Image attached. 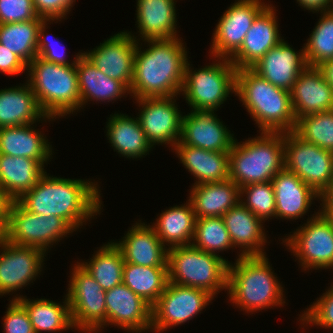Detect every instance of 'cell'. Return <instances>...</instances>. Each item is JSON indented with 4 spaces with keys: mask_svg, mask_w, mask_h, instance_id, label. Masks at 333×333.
<instances>
[{
    "mask_svg": "<svg viewBox=\"0 0 333 333\" xmlns=\"http://www.w3.org/2000/svg\"><path fill=\"white\" fill-rule=\"evenodd\" d=\"M98 186L89 180L51 177L45 173L16 201L30 213L62 218L76 231L100 212Z\"/></svg>",
    "mask_w": 333,
    "mask_h": 333,
    "instance_id": "cell-1",
    "label": "cell"
},
{
    "mask_svg": "<svg viewBox=\"0 0 333 333\" xmlns=\"http://www.w3.org/2000/svg\"><path fill=\"white\" fill-rule=\"evenodd\" d=\"M146 42L149 48L144 51H141L138 41L136 44L129 94L135 99L180 94L188 59L184 43L178 37Z\"/></svg>",
    "mask_w": 333,
    "mask_h": 333,
    "instance_id": "cell-2",
    "label": "cell"
},
{
    "mask_svg": "<svg viewBox=\"0 0 333 333\" xmlns=\"http://www.w3.org/2000/svg\"><path fill=\"white\" fill-rule=\"evenodd\" d=\"M235 95L239 96L260 131H294L296 118L289 91L274 86L251 68H242L236 72Z\"/></svg>",
    "mask_w": 333,
    "mask_h": 333,
    "instance_id": "cell-3",
    "label": "cell"
},
{
    "mask_svg": "<svg viewBox=\"0 0 333 333\" xmlns=\"http://www.w3.org/2000/svg\"><path fill=\"white\" fill-rule=\"evenodd\" d=\"M265 256H238L228 266L227 291L232 303L242 311L254 312L283 306V287Z\"/></svg>",
    "mask_w": 333,
    "mask_h": 333,
    "instance_id": "cell-4",
    "label": "cell"
},
{
    "mask_svg": "<svg viewBox=\"0 0 333 333\" xmlns=\"http://www.w3.org/2000/svg\"><path fill=\"white\" fill-rule=\"evenodd\" d=\"M81 54L78 53L70 65L48 62L38 56L27 65L30 76L27 83L32 88L41 110L47 116L56 119L80 109L75 64Z\"/></svg>",
    "mask_w": 333,
    "mask_h": 333,
    "instance_id": "cell-5",
    "label": "cell"
},
{
    "mask_svg": "<svg viewBox=\"0 0 333 333\" xmlns=\"http://www.w3.org/2000/svg\"><path fill=\"white\" fill-rule=\"evenodd\" d=\"M241 143L229 151V178L237 186L270 182L284 169V133L261 132Z\"/></svg>",
    "mask_w": 333,
    "mask_h": 333,
    "instance_id": "cell-6",
    "label": "cell"
},
{
    "mask_svg": "<svg viewBox=\"0 0 333 333\" xmlns=\"http://www.w3.org/2000/svg\"><path fill=\"white\" fill-rule=\"evenodd\" d=\"M228 260L205 252L192 244L175 246L167 251L168 282L200 288L215 297L227 289Z\"/></svg>",
    "mask_w": 333,
    "mask_h": 333,
    "instance_id": "cell-7",
    "label": "cell"
},
{
    "mask_svg": "<svg viewBox=\"0 0 333 333\" xmlns=\"http://www.w3.org/2000/svg\"><path fill=\"white\" fill-rule=\"evenodd\" d=\"M217 59V63L197 71L186 62L181 92L192 110L217 111L231 91L235 94L237 68L230 59Z\"/></svg>",
    "mask_w": 333,
    "mask_h": 333,
    "instance_id": "cell-8",
    "label": "cell"
},
{
    "mask_svg": "<svg viewBox=\"0 0 333 333\" xmlns=\"http://www.w3.org/2000/svg\"><path fill=\"white\" fill-rule=\"evenodd\" d=\"M74 231L62 218L30 213L17 201H13L9 208L4 239L15 245L38 248L46 253L50 246Z\"/></svg>",
    "mask_w": 333,
    "mask_h": 333,
    "instance_id": "cell-9",
    "label": "cell"
},
{
    "mask_svg": "<svg viewBox=\"0 0 333 333\" xmlns=\"http://www.w3.org/2000/svg\"><path fill=\"white\" fill-rule=\"evenodd\" d=\"M284 169L295 173L318 194L332 183L333 152L284 133Z\"/></svg>",
    "mask_w": 333,
    "mask_h": 333,
    "instance_id": "cell-10",
    "label": "cell"
},
{
    "mask_svg": "<svg viewBox=\"0 0 333 333\" xmlns=\"http://www.w3.org/2000/svg\"><path fill=\"white\" fill-rule=\"evenodd\" d=\"M69 283L67 298L73 327L85 333L102 330L106 326V291L78 262Z\"/></svg>",
    "mask_w": 333,
    "mask_h": 333,
    "instance_id": "cell-11",
    "label": "cell"
},
{
    "mask_svg": "<svg viewBox=\"0 0 333 333\" xmlns=\"http://www.w3.org/2000/svg\"><path fill=\"white\" fill-rule=\"evenodd\" d=\"M301 228V229H300ZM289 235L283 242L297 257L305 269L333 268V223L315 213L302 227Z\"/></svg>",
    "mask_w": 333,
    "mask_h": 333,
    "instance_id": "cell-12",
    "label": "cell"
},
{
    "mask_svg": "<svg viewBox=\"0 0 333 333\" xmlns=\"http://www.w3.org/2000/svg\"><path fill=\"white\" fill-rule=\"evenodd\" d=\"M214 299L207 291L168 282L152 306L151 330L163 332L192 319Z\"/></svg>",
    "mask_w": 333,
    "mask_h": 333,
    "instance_id": "cell-13",
    "label": "cell"
},
{
    "mask_svg": "<svg viewBox=\"0 0 333 333\" xmlns=\"http://www.w3.org/2000/svg\"><path fill=\"white\" fill-rule=\"evenodd\" d=\"M221 16L214 31L211 55L230 59L241 47L255 18L268 6L261 0H237Z\"/></svg>",
    "mask_w": 333,
    "mask_h": 333,
    "instance_id": "cell-14",
    "label": "cell"
},
{
    "mask_svg": "<svg viewBox=\"0 0 333 333\" xmlns=\"http://www.w3.org/2000/svg\"><path fill=\"white\" fill-rule=\"evenodd\" d=\"M174 98L175 96L135 99L139 107H142L138 121L152 146L167 143L174 148L180 140L183 116Z\"/></svg>",
    "mask_w": 333,
    "mask_h": 333,
    "instance_id": "cell-15",
    "label": "cell"
},
{
    "mask_svg": "<svg viewBox=\"0 0 333 333\" xmlns=\"http://www.w3.org/2000/svg\"><path fill=\"white\" fill-rule=\"evenodd\" d=\"M0 295L27 286L40 274L45 253L38 248L19 246L0 239Z\"/></svg>",
    "mask_w": 333,
    "mask_h": 333,
    "instance_id": "cell-16",
    "label": "cell"
},
{
    "mask_svg": "<svg viewBox=\"0 0 333 333\" xmlns=\"http://www.w3.org/2000/svg\"><path fill=\"white\" fill-rule=\"evenodd\" d=\"M136 44V37L124 31L114 34L91 52H83V54L103 74L122 82L130 90Z\"/></svg>",
    "mask_w": 333,
    "mask_h": 333,
    "instance_id": "cell-17",
    "label": "cell"
},
{
    "mask_svg": "<svg viewBox=\"0 0 333 333\" xmlns=\"http://www.w3.org/2000/svg\"><path fill=\"white\" fill-rule=\"evenodd\" d=\"M106 325H114L127 332L151 330L152 306L124 283L105 293Z\"/></svg>",
    "mask_w": 333,
    "mask_h": 333,
    "instance_id": "cell-18",
    "label": "cell"
},
{
    "mask_svg": "<svg viewBox=\"0 0 333 333\" xmlns=\"http://www.w3.org/2000/svg\"><path fill=\"white\" fill-rule=\"evenodd\" d=\"M227 129L214 111L191 110L183 115L179 141L204 150L229 152L235 138Z\"/></svg>",
    "mask_w": 333,
    "mask_h": 333,
    "instance_id": "cell-19",
    "label": "cell"
},
{
    "mask_svg": "<svg viewBox=\"0 0 333 333\" xmlns=\"http://www.w3.org/2000/svg\"><path fill=\"white\" fill-rule=\"evenodd\" d=\"M274 8L268 3V6L255 18L240 49L230 58L237 70L251 68L283 40L279 34Z\"/></svg>",
    "mask_w": 333,
    "mask_h": 333,
    "instance_id": "cell-20",
    "label": "cell"
},
{
    "mask_svg": "<svg viewBox=\"0 0 333 333\" xmlns=\"http://www.w3.org/2000/svg\"><path fill=\"white\" fill-rule=\"evenodd\" d=\"M284 39L271 48L251 69L274 86L289 91L308 66L304 46L297 53Z\"/></svg>",
    "mask_w": 333,
    "mask_h": 333,
    "instance_id": "cell-21",
    "label": "cell"
},
{
    "mask_svg": "<svg viewBox=\"0 0 333 333\" xmlns=\"http://www.w3.org/2000/svg\"><path fill=\"white\" fill-rule=\"evenodd\" d=\"M293 113L296 118L333 110V89L324 80L317 67L307 66L290 90Z\"/></svg>",
    "mask_w": 333,
    "mask_h": 333,
    "instance_id": "cell-22",
    "label": "cell"
},
{
    "mask_svg": "<svg viewBox=\"0 0 333 333\" xmlns=\"http://www.w3.org/2000/svg\"><path fill=\"white\" fill-rule=\"evenodd\" d=\"M134 226V227H133ZM123 237L114 242L120 249L125 263L146 267H167L168 248L161 242L153 227L136 223Z\"/></svg>",
    "mask_w": 333,
    "mask_h": 333,
    "instance_id": "cell-23",
    "label": "cell"
},
{
    "mask_svg": "<svg viewBox=\"0 0 333 333\" xmlns=\"http://www.w3.org/2000/svg\"><path fill=\"white\" fill-rule=\"evenodd\" d=\"M271 182L275 193V218L297 220L309 211L313 199L319 198L312 187L286 169L278 172Z\"/></svg>",
    "mask_w": 333,
    "mask_h": 333,
    "instance_id": "cell-24",
    "label": "cell"
},
{
    "mask_svg": "<svg viewBox=\"0 0 333 333\" xmlns=\"http://www.w3.org/2000/svg\"><path fill=\"white\" fill-rule=\"evenodd\" d=\"M233 247H241L240 256H265L262 249L266 235L262 219L250 212L240 201L222 216Z\"/></svg>",
    "mask_w": 333,
    "mask_h": 333,
    "instance_id": "cell-25",
    "label": "cell"
},
{
    "mask_svg": "<svg viewBox=\"0 0 333 333\" xmlns=\"http://www.w3.org/2000/svg\"><path fill=\"white\" fill-rule=\"evenodd\" d=\"M46 118L51 121L55 117L47 116L41 110L28 83L0 90V128L34 124Z\"/></svg>",
    "mask_w": 333,
    "mask_h": 333,
    "instance_id": "cell-26",
    "label": "cell"
},
{
    "mask_svg": "<svg viewBox=\"0 0 333 333\" xmlns=\"http://www.w3.org/2000/svg\"><path fill=\"white\" fill-rule=\"evenodd\" d=\"M181 163L196 177V184L229 179V152L209 151L182 144L174 147Z\"/></svg>",
    "mask_w": 333,
    "mask_h": 333,
    "instance_id": "cell-27",
    "label": "cell"
},
{
    "mask_svg": "<svg viewBox=\"0 0 333 333\" xmlns=\"http://www.w3.org/2000/svg\"><path fill=\"white\" fill-rule=\"evenodd\" d=\"M175 0H137V26L146 40L177 38ZM144 38V39H143Z\"/></svg>",
    "mask_w": 333,
    "mask_h": 333,
    "instance_id": "cell-28",
    "label": "cell"
},
{
    "mask_svg": "<svg viewBox=\"0 0 333 333\" xmlns=\"http://www.w3.org/2000/svg\"><path fill=\"white\" fill-rule=\"evenodd\" d=\"M191 189L189 201L196 218L222 217L240 201V187L230 178L221 182L196 184Z\"/></svg>",
    "mask_w": 333,
    "mask_h": 333,
    "instance_id": "cell-29",
    "label": "cell"
},
{
    "mask_svg": "<svg viewBox=\"0 0 333 333\" xmlns=\"http://www.w3.org/2000/svg\"><path fill=\"white\" fill-rule=\"evenodd\" d=\"M31 125L33 124L0 128V154L28 157L44 166L52 159L50 157L53 151L50 142Z\"/></svg>",
    "mask_w": 333,
    "mask_h": 333,
    "instance_id": "cell-30",
    "label": "cell"
},
{
    "mask_svg": "<svg viewBox=\"0 0 333 333\" xmlns=\"http://www.w3.org/2000/svg\"><path fill=\"white\" fill-rule=\"evenodd\" d=\"M78 75L80 92V107L88 101H112L130 93L129 89L120 81L103 74L82 53L75 64ZM88 100V101H87Z\"/></svg>",
    "mask_w": 333,
    "mask_h": 333,
    "instance_id": "cell-31",
    "label": "cell"
},
{
    "mask_svg": "<svg viewBox=\"0 0 333 333\" xmlns=\"http://www.w3.org/2000/svg\"><path fill=\"white\" fill-rule=\"evenodd\" d=\"M45 173L37 160L0 154V187L13 201L31 190Z\"/></svg>",
    "mask_w": 333,
    "mask_h": 333,
    "instance_id": "cell-32",
    "label": "cell"
},
{
    "mask_svg": "<svg viewBox=\"0 0 333 333\" xmlns=\"http://www.w3.org/2000/svg\"><path fill=\"white\" fill-rule=\"evenodd\" d=\"M110 116L106 135L119 154L133 159L149 154L153 146L146 139L137 117L134 119L121 113Z\"/></svg>",
    "mask_w": 333,
    "mask_h": 333,
    "instance_id": "cell-33",
    "label": "cell"
},
{
    "mask_svg": "<svg viewBox=\"0 0 333 333\" xmlns=\"http://www.w3.org/2000/svg\"><path fill=\"white\" fill-rule=\"evenodd\" d=\"M155 222L152 224L155 233L169 248L192 244L196 215L189 200L186 205H176L167 209Z\"/></svg>",
    "mask_w": 333,
    "mask_h": 333,
    "instance_id": "cell-34",
    "label": "cell"
},
{
    "mask_svg": "<svg viewBox=\"0 0 333 333\" xmlns=\"http://www.w3.org/2000/svg\"><path fill=\"white\" fill-rule=\"evenodd\" d=\"M13 300H18L25 307L35 333L61 332L74 328L67 295L63 305L44 298L30 300L17 296Z\"/></svg>",
    "mask_w": 333,
    "mask_h": 333,
    "instance_id": "cell-35",
    "label": "cell"
},
{
    "mask_svg": "<svg viewBox=\"0 0 333 333\" xmlns=\"http://www.w3.org/2000/svg\"><path fill=\"white\" fill-rule=\"evenodd\" d=\"M123 283L153 306L168 283L167 267H146L125 263Z\"/></svg>",
    "mask_w": 333,
    "mask_h": 333,
    "instance_id": "cell-36",
    "label": "cell"
},
{
    "mask_svg": "<svg viewBox=\"0 0 333 333\" xmlns=\"http://www.w3.org/2000/svg\"><path fill=\"white\" fill-rule=\"evenodd\" d=\"M90 259V262L78 264L98 282L103 291L123 283L125 261L114 242L102 246Z\"/></svg>",
    "mask_w": 333,
    "mask_h": 333,
    "instance_id": "cell-37",
    "label": "cell"
},
{
    "mask_svg": "<svg viewBox=\"0 0 333 333\" xmlns=\"http://www.w3.org/2000/svg\"><path fill=\"white\" fill-rule=\"evenodd\" d=\"M44 20L0 24V43L28 65L37 56L38 29Z\"/></svg>",
    "mask_w": 333,
    "mask_h": 333,
    "instance_id": "cell-38",
    "label": "cell"
},
{
    "mask_svg": "<svg viewBox=\"0 0 333 333\" xmlns=\"http://www.w3.org/2000/svg\"><path fill=\"white\" fill-rule=\"evenodd\" d=\"M320 13L321 18L304 44L307 65L312 67L333 59V11Z\"/></svg>",
    "mask_w": 333,
    "mask_h": 333,
    "instance_id": "cell-39",
    "label": "cell"
},
{
    "mask_svg": "<svg viewBox=\"0 0 333 333\" xmlns=\"http://www.w3.org/2000/svg\"><path fill=\"white\" fill-rule=\"evenodd\" d=\"M293 132L302 140L333 152V110L298 118Z\"/></svg>",
    "mask_w": 333,
    "mask_h": 333,
    "instance_id": "cell-40",
    "label": "cell"
},
{
    "mask_svg": "<svg viewBox=\"0 0 333 333\" xmlns=\"http://www.w3.org/2000/svg\"><path fill=\"white\" fill-rule=\"evenodd\" d=\"M192 241L194 247L215 255H218V251L233 248L232 240L222 217L196 218Z\"/></svg>",
    "mask_w": 333,
    "mask_h": 333,
    "instance_id": "cell-41",
    "label": "cell"
},
{
    "mask_svg": "<svg viewBox=\"0 0 333 333\" xmlns=\"http://www.w3.org/2000/svg\"><path fill=\"white\" fill-rule=\"evenodd\" d=\"M243 196H246L247 199H241ZM240 200L251 213L264 222L271 217H275V193L271 181L240 187Z\"/></svg>",
    "mask_w": 333,
    "mask_h": 333,
    "instance_id": "cell-42",
    "label": "cell"
},
{
    "mask_svg": "<svg viewBox=\"0 0 333 333\" xmlns=\"http://www.w3.org/2000/svg\"><path fill=\"white\" fill-rule=\"evenodd\" d=\"M323 294L301 315L302 325L312 323V326L315 324L325 329H333V285Z\"/></svg>",
    "mask_w": 333,
    "mask_h": 333,
    "instance_id": "cell-43",
    "label": "cell"
},
{
    "mask_svg": "<svg viewBox=\"0 0 333 333\" xmlns=\"http://www.w3.org/2000/svg\"><path fill=\"white\" fill-rule=\"evenodd\" d=\"M43 19L36 13L33 0H0V24Z\"/></svg>",
    "mask_w": 333,
    "mask_h": 333,
    "instance_id": "cell-44",
    "label": "cell"
},
{
    "mask_svg": "<svg viewBox=\"0 0 333 333\" xmlns=\"http://www.w3.org/2000/svg\"><path fill=\"white\" fill-rule=\"evenodd\" d=\"M4 316V333H35L25 307L18 300H10Z\"/></svg>",
    "mask_w": 333,
    "mask_h": 333,
    "instance_id": "cell-45",
    "label": "cell"
},
{
    "mask_svg": "<svg viewBox=\"0 0 333 333\" xmlns=\"http://www.w3.org/2000/svg\"><path fill=\"white\" fill-rule=\"evenodd\" d=\"M75 0H33L36 13L45 20H57L66 17Z\"/></svg>",
    "mask_w": 333,
    "mask_h": 333,
    "instance_id": "cell-46",
    "label": "cell"
},
{
    "mask_svg": "<svg viewBox=\"0 0 333 333\" xmlns=\"http://www.w3.org/2000/svg\"><path fill=\"white\" fill-rule=\"evenodd\" d=\"M54 21V20H44L39 29H38V43H37V56L43 58L48 62H53L56 64L70 65V62L65 58V56L60 54L57 50V47L60 43L56 40V42H50V39H47V36L44 34L46 31V23ZM55 43V47L54 44ZM59 43V44H58ZM51 44V45H50ZM61 46V45H60ZM58 51V52H57ZM65 53V52H64ZM64 56V57H63Z\"/></svg>",
    "mask_w": 333,
    "mask_h": 333,
    "instance_id": "cell-47",
    "label": "cell"
},
{
    "mask_svg": "<svg viewBox=\"0 0 333 333\" xmlns=\"http://www.w3.org/2000/svg\"><path fill=\"white\" fill-rule=\"evenodd\" d=\"M25 70H27V65L0 43V72L12 76Z\"/></svg>",
    "mask_w": 333,
    "mask_h": 333,
    "instance_id": "cell-48",
    "label": "cell"
},
{
    "mask_svg": "<svg viewBox=\"0 0 333 333\" xmlns=\"http://www.w3.org/2000/svg\"><path fill=\"white\" fill-rule=\"evenodd\" d=\"M13 200L0 187V239L6 235L9 208Z\"/></svg>",
    "mask_w": 333,
    "mask_h": 333,
    "instance_id": "cell-49",
    "label": "cell"
},
{
    "mask_svg": "<svg viewBox=\"0 0 333 333\" xmlns=\"http://www.w3.org/2000/svg\"><path fill=\"white\" fill-rule=\"evenodd\" d=\"M318 199L323 204H320L323 207L319 213L328 219H333V183L319 194Z\"/></svg>",
    "mask_w": 333,
    "mask_h": 333,
    "instance_id": "cell-50",
    "label": "cell"
},
{
    "mask_svg": "<svg viewBox=\"0 0 333 333\" xmlns=\"http://www.w3.org/2000/svg\"><path fill=\"white\" fill-rule=\"evenodd\" d=\"M297 2L303 8L316 13L329 11L331 8V0H297Z\"/></svg>",
    "mask_w": 333,
    "mask_h": 333,
    "instance_id": "cell-51",
    "label": "cell"
},
{
    "mask_svg": "<svg viewBox=\"0 0 333 333\" xmlns=\"http://www.w3.org/2000/svg\"><path fill=\"white\" fill-rule=\"evenodd\" d=\"M316 67L321 72L324 80L333 89V59L322 62Z\"/></svg>",
    "mask_w": 333,
    "mask_h": 333,
    "instance_id": "cell-52",
    "label": "cell"
},
{
    "mask_svg": "<svg viewBox=\"0 0 333 333\" xmlns=\"http://www.w3.org/2000/svg\"><path fill=\"white\" fill-rule=\"evenodd\" d=\"M332 7H333V0H331V8H330L331 11H333Z\"/></svg>",
    "mask_w": 333,
    "mask_h": 333,
    "instance_id": "cell-53",
    "label": "cell"
}]
</instances>
